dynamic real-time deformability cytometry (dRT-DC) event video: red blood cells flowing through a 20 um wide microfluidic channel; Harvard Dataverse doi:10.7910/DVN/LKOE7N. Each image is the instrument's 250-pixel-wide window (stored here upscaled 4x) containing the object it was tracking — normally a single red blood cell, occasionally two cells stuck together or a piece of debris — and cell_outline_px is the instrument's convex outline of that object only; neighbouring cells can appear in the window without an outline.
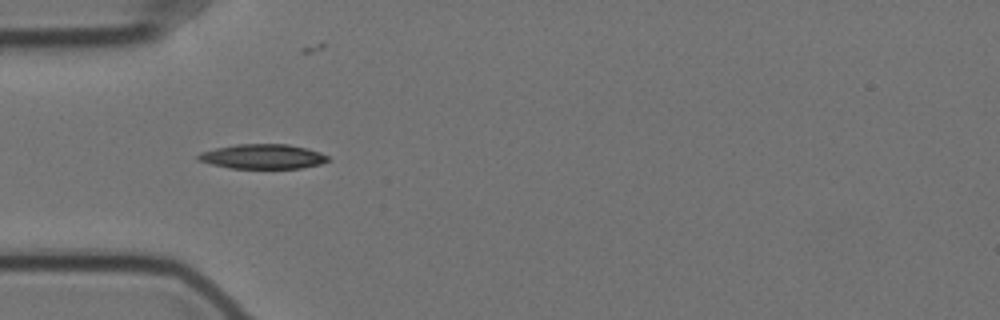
{"species": "Egyptian fruit bat (a non-hibernating species)", "species_latin": "Rousettus aegyptiacus", "temperature_condition": "cold", "stored_images_in_passage": 9, "camera_frame_rate_fps": 3000, "um_per_image_px": 0.085, "animal": {"sex": "female"}, "frame": {"image": 1, "passage_image": 6, "time_ms": 1.667, "image_size_px": [1000, 320], "cell_outline_px": [[328, 160], [320, 164], [300, 168], [228, 168], [196, 160], [196, 156], [200, 152], [216, 148], [236, 144], [288, 144], [308, 148], [320, 152], [328, 156]], "centroid_in_image_um": [22.31, 13.3], "position_along_channel_um": 62.7, "area_um2": 18.67}}
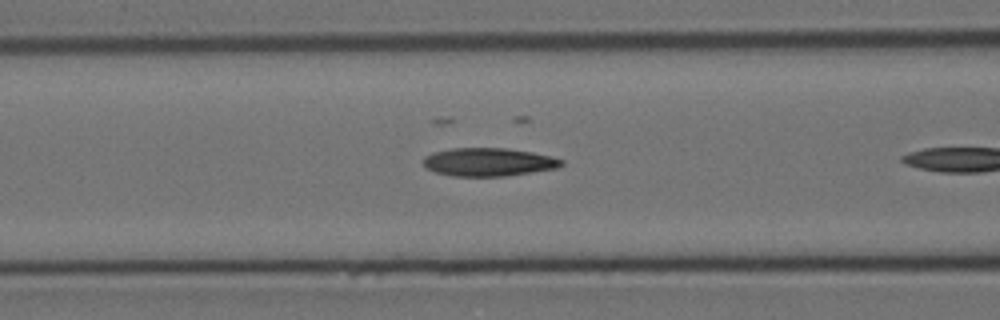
{"frame": {"image": 2, "passage_image": 8, "time_ms": 2.333, "image_size_px": [1000, 320], "cell_outline_px": [[564, 164], [556, 168], [504, 176], [452, 176], [436, 172], [428, 168], [424, 164], [424, 156], [432, 152], [452, 148], [504, 148], [532, 152], [564, 160]], "centroid_in_image_um": [41.5, 13.77], "position_along_channel_um": 125.1, "area_um2": 22.48}}